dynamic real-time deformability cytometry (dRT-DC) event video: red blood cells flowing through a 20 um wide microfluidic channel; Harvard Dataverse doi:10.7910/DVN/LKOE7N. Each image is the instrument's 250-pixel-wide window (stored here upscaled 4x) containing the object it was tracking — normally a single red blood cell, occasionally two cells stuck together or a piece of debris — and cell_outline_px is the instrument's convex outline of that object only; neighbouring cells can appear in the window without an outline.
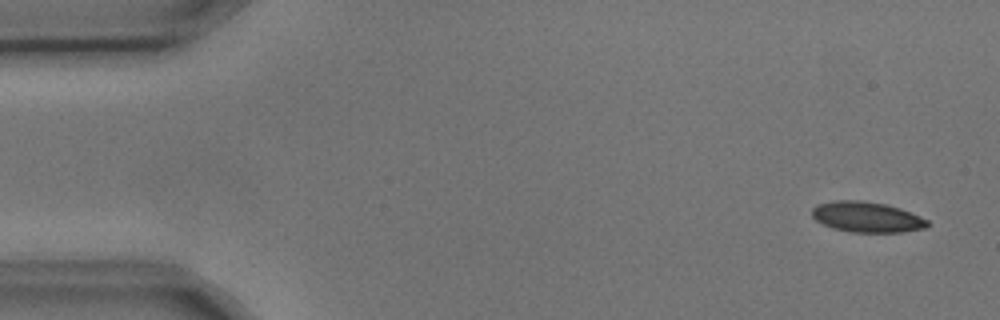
{"species": "common noctule bat (a hibernating species)", "species_latin": "Nyctalus noctula", "temperature_condition": "cold", "stored_images_in_passage": 4, "camera_frame_rate_fps": 3000, "um_per_image_px": 0.085, "animal": {"sex": "male", "body_mass_g": 17.9, "forearm_length_mm": 54.2}, "frame": {"image": 1, "passage_image": 1, "time_ms": 0.0, "image_size_px": [1000, 320], "cell_outline_px": [[932, 224], [928, 228], [900, 232], [852, 232], [832, 228], [816, 220], [812, 216], [812, 208], [816, 204], [836, 200], [860, 200], [884, 204], [900, 208], [920, 216], [928, 220]], "centroid_in_image_um": [73.71, 18.45], "position_along_channel_um": 11.3, "area_um2": 20.63}}